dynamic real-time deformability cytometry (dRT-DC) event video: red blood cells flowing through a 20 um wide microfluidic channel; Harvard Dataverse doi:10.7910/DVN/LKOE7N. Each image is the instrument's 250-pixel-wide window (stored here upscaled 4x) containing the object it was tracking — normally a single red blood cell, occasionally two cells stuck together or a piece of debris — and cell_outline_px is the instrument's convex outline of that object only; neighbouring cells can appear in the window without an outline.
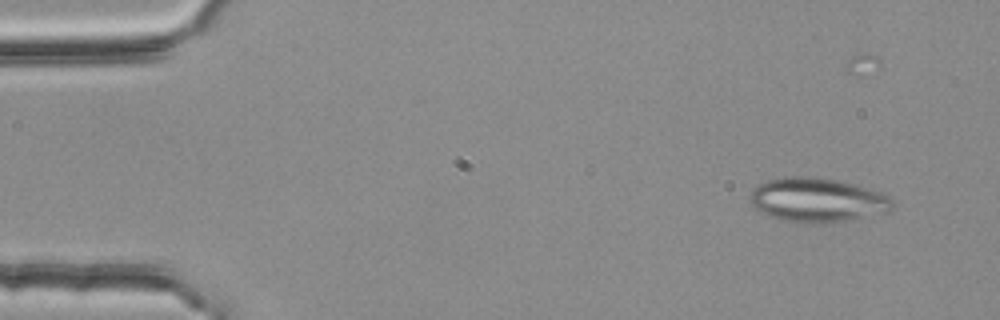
{"species": "common noctule bat (a hibernating species)", "species_latin": "Nyctalus noctula", "temperature_condition": "room temperature", "stored_images_in_passage": 39, "camera_frame_rate_fps": 3000, "um_per_image_px": 0.085, "animal": {"sex": "female", "body_mass_g": 25.1}, "frame": {"image": 1, "passage_image": 1, "time_ms": 0.0, "image_size_px": [1000, 320], "cell_outline_px": [[892, 208], [888, 212], [824, 224], [808, 224], [780, 220], [756, 208], [748, 200], [748, 196], [752, 188], [768, 180], [784, 176], [816, 176], [836, 180], [852, 184], [888, 196], [892, 200]], "centroid_in_image_um": [69.4, 17.0], "position_along_channel_um": 15.6, "area_um2": 36.59}}
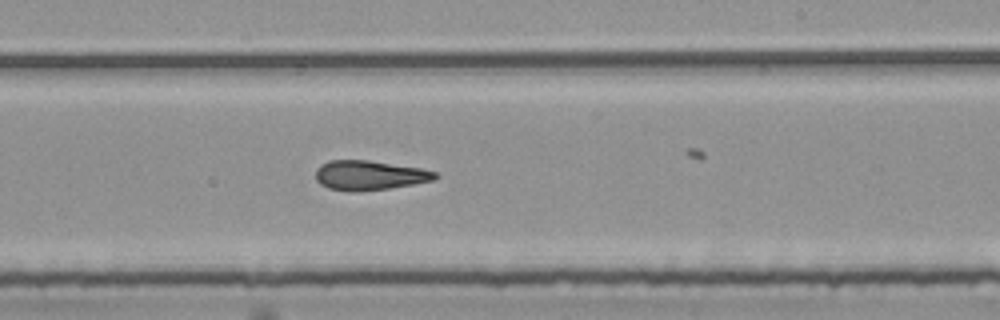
{"frame": {"image": 2, "passage_image": 29, "time_ms": 9.333, "image_size_px": [1000, 320], "cell_outline_px": [[436, 176], [432, 180], [412, 184], [388, 188], [352, 192], [348, 192], [328, 188], [320, 184], [316, 180], [316, 168], [320, 164], [328, 160], [368, 160], [420, 168], [436, 172]], "centroid_in_image_um": [31.32, 14.89], "position_along_channel_um": 257.7, "area_um2": 20.46}}
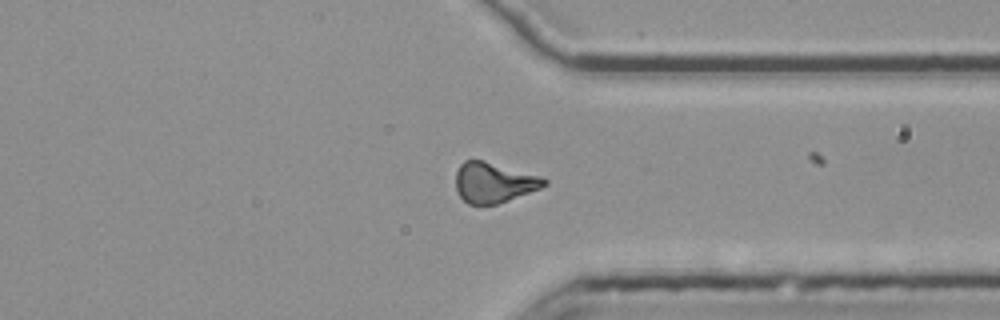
{"frame": {"image": 3, "passage_image": 38, "time_ms": 12.333, "image_size_px": [1000, 320], "cell_outline_px": [[548, 184], [540, 188], [496, 204], [468, 204], [460, 196], [456, 188], [456, 172], [460, 164], [464, 160], [484, 160], [540, 176], [548, 180]], "centroid_in_image_um": [41.96, 15.5], "position_along_channel_um": 369.4, "area_um2": 20.52}}